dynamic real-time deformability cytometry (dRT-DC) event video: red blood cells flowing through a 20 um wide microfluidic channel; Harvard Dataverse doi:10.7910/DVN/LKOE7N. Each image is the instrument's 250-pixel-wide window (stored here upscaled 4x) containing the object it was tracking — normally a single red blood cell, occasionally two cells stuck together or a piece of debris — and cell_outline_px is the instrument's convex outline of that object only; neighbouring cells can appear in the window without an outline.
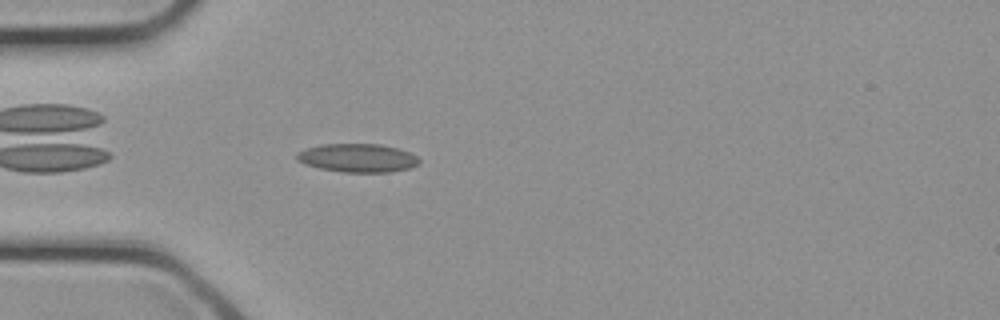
{"species": "common noctule bat (a hibernating species)", "species_latin": "Nyctalus noctula", "temperature_condition": "cold", "stored_images_in_passage": 17, "camera_frame_rate_fps": 3000, "um_per_image_px": 0.085, "animal": {"sex": "female", "body_mass_g": 21.9}, "frame": {"image": 1, "passage_image": 9, "time_ms": 2.667, "image_size_px": [1000, 320], "cell_outline_px": [[420, 164], [408, 168], [392, 172], [344, 172], [320, 168], [304, 164], [296, 160], [296, 152], [304, 148], [320, 144], [380, 144], [400, 148], [416, 156], [420, 160]], "centroid_in_image_um": [30.37, 13.42], "position_along_channel_um": 54.6, "area_um2": 20.52}}
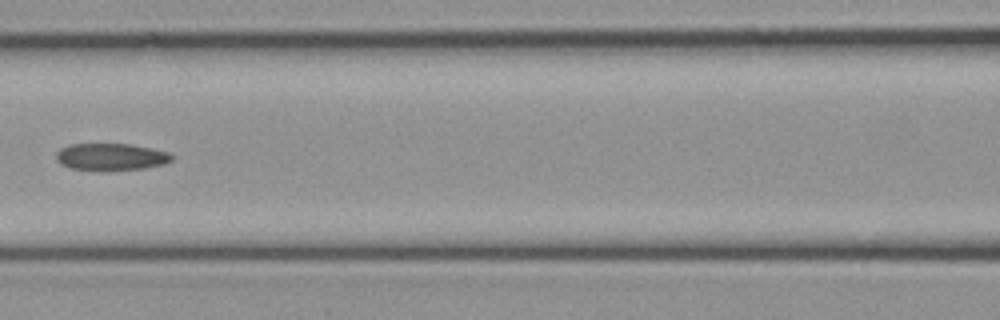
{"frame": {"image": 2, "passage_image": 14, "time_ms": 4.333, "image_size_px": [1000, 320], "cell_outline_px": [[172, 160], [164, 164], [144, 168], [108, 172], [104, 172], [68, 168], [60, 164], [56, 160], [56, 152], [60, 148], [68, 144], [128, 144], [152, 148], [168, 152], [172, 156]], "centroid_in_image_um": [9.38, 13.36], "position_along_channel_um": 157.2, "area_um2": 18.73}}
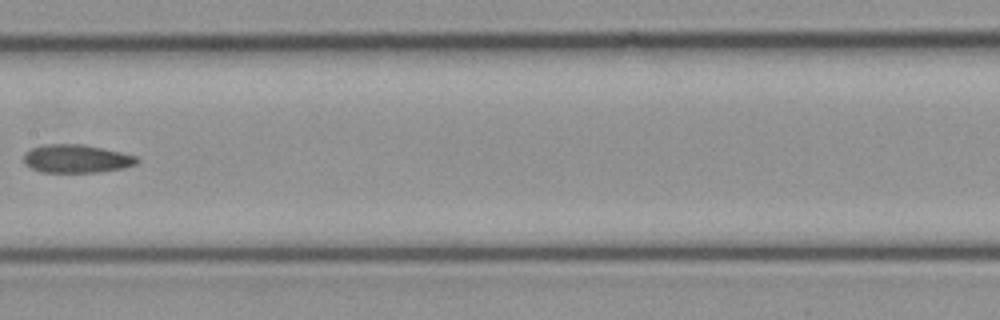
{"frame": {"image": 3, "passage_image": 16, "time_ms": 5.0, "image_size_px": [1000, 320], "cell_outline_px": [[140, 160], [136, 164], [124, 168], [96, 172], [40, 172], [24, 164], [24, 152], [32, 148], [44, 144], [84, 144], [120, 152], [136, 156]], "centroid_in_image_um": [6.48, 13.49], "position_along_channel_um": 200.9, "area_um2": 18.67}}